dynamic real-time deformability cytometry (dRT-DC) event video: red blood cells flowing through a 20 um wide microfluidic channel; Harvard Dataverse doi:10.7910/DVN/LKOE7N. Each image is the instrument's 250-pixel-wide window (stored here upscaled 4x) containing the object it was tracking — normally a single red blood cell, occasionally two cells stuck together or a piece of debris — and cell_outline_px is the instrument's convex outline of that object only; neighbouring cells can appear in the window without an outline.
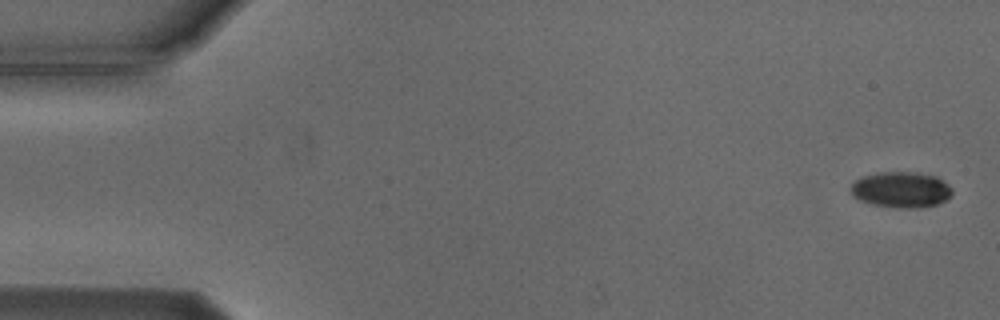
{"species": "Egyptian fruit bat (a non-hibernating species)", "species_latin": "Rousettus aegyptiacus", "temperature_condition": "cold", "stored_images_in_passage": 5, "camera_frame_rate_fps": 3000, "um_per_image_px": 0.085, "animal": {"sex": "male"}, "frame": {"image": 1, "passage_image": 1, "time_ms": 0.0, "image_size_px": [1000, 320], "cell_outline_px": [[952, 192], [944, 200], [936, 204], [920, 208], [896, 208], [872, 204], [860, 200], [852, 196], [848, 188], [860, 176], [876, 172], [916, 172], [936, 176], [948, 184], [952, 188]], "centroid_in_image_um": [76.54, 16.11], "position_along_channel_um": 8.5, "area_um2": 21.39}}
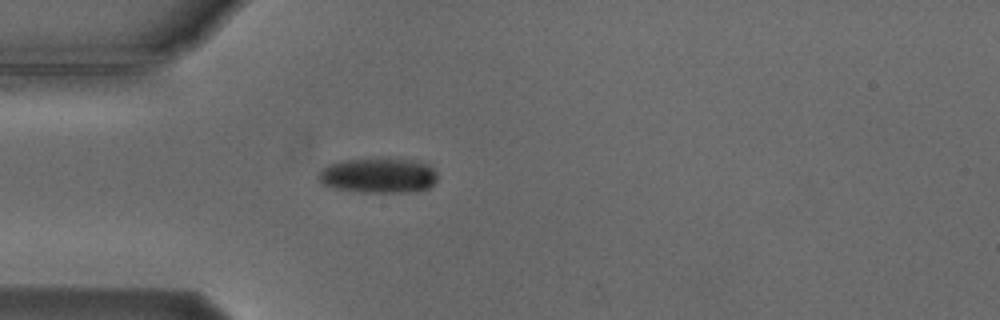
{"frame": {"image": 2, "passage_image": 5, "time_ms": 4.667, "image_size_px": [1000, 320], "cell_outline_px": [[436, 180], [428, 188], [408, 192], [364, 192], [336, 188], [324, 184], [316, 176], [320, 168], [328, 164], [340, 160], [380, 156], [412, 160], [428, 164], [436, 172]], "centroid_in_image_um": [32.12, 14.86], "position_along_channel_um": 52.9, "area_um2": 24.85}}